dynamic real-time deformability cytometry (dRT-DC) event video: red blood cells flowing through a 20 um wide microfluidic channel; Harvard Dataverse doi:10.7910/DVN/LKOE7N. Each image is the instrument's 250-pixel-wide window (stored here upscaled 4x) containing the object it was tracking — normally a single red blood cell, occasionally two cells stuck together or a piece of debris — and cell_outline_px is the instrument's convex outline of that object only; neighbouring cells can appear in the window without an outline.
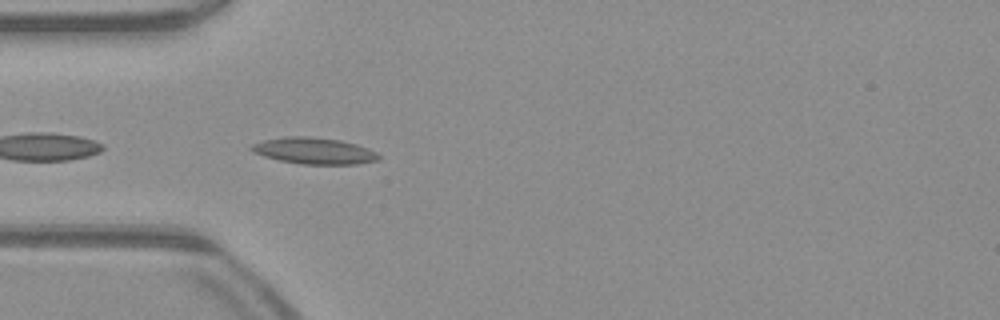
{"species": "common noctule bat (a hibernating species)", "species_latin": "Nyctalus noctula", "temperature_condition": "warm", "stored_images_in_passage": 35, "camera_frame_rate_fps": 3000, "um_per_image_px": 0.085, "animal": {"sex": "male", "body_mass_g": 23.1, "forearm_length_mm": 52.7}, "frame": {"image": 1, "passage_image": 2, "time_ms": 0.333, "image_size_px": [1000, 320], "cell_outline_px": [[380, 160], [356, 164], [300, 164], [280, 160], [264, 156], [252, 152], [248, 148], [252, 144], [264, 140], [284, 136], [308, 136], [340, 140], [356, 144], [368, 148], [376, 152], [380, 156]], "centroid_in_image_um": [26.69, 12.82], "position_along_channel_um": 58.3, "area_um2": 19.65}}
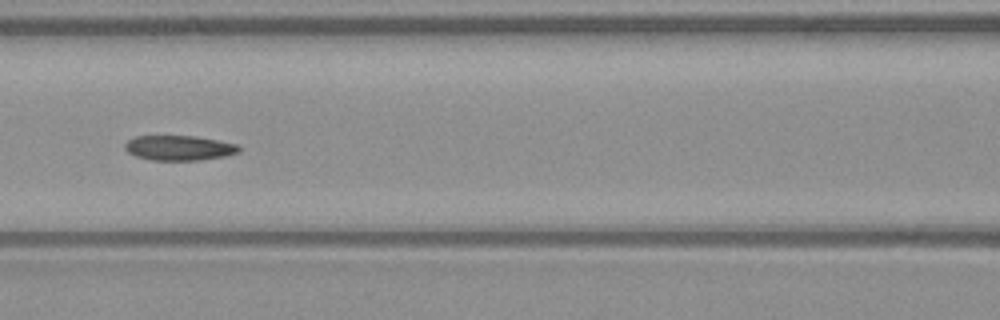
{"frame": {"image": 2, "passage_image": 9, "time_ms": 2.667, "image_size_px": [1000, 320], "cell_outline_px": [[240, 152], [224, 156], [200, 160], [152, 160], [136, 156], [128, 152], [124, 148], [124, 144], [128, 140], [136, 136], [196, 136], [236, 144], [240, 148]], "centroid_in_image_um": [15.2, 12.57], "position_along_channel_um": 151.4, "area_um2": 16.47}}
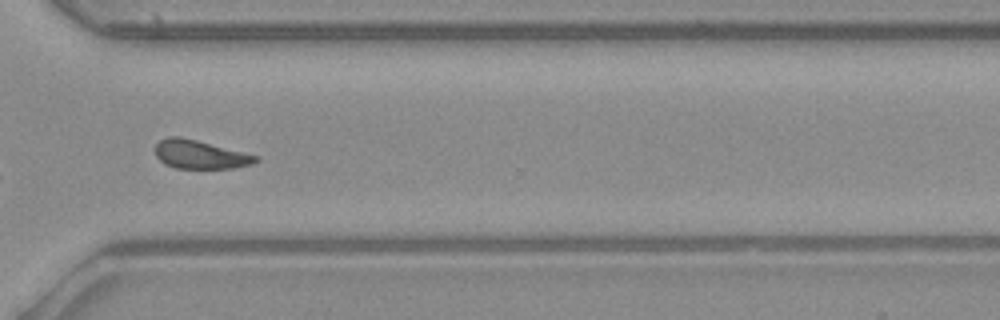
{"frame": {"image": 3, "passage_image": 24, "time_ms": 7.667, "image_size_px": [1000, 320], "cell_outline_px": [[260, 160], [252, 164], [232, 168], [176, 168], [164, 164], [156, 156], [156, 144], [160, 140], [168, 136], [180, 136], [260, 156]], "centroid_in_image_um": [17.02, 13.13], "position_along_channel_um": 353.6, "area_um2": 16.7}}